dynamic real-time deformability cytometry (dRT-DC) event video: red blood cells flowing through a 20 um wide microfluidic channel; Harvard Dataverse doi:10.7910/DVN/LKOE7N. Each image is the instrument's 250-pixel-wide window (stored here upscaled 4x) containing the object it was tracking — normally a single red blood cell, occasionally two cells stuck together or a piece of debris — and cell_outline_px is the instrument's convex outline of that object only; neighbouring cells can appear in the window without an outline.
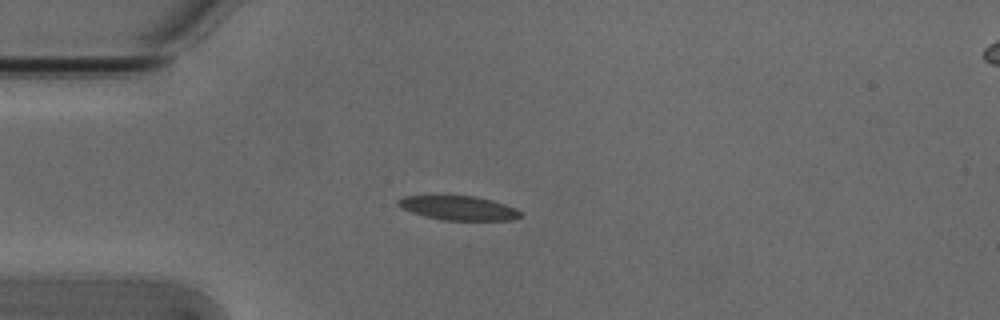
{"species": "Egyptian fruit bat (a non-hibernating species)", "species_latin": "Rousettus aegyptiacus", "temperature_condition": "cold", "stored_images_in_passage": 6, "camera_frame_rate_fps": 3000, "um_per_image_px": 0.085, "animal": {"sex": "male"}, "frame": {"image": 1, "passage_image": 3, "time_ms": 0.667, "image_size_px": [1000, 320], "cell_outline_px": [[520, 216], [512, 220], [444, 220], [424, 216], [400, 208], [396, 204], [396, 200], [404, 196], [472, 196], [492, 200], [516, 208], [520, 212]], "centroid_in_image_um": [38.93, 17.68], "position_along_channel_um": 46.1, "area_um2": 17.11}}